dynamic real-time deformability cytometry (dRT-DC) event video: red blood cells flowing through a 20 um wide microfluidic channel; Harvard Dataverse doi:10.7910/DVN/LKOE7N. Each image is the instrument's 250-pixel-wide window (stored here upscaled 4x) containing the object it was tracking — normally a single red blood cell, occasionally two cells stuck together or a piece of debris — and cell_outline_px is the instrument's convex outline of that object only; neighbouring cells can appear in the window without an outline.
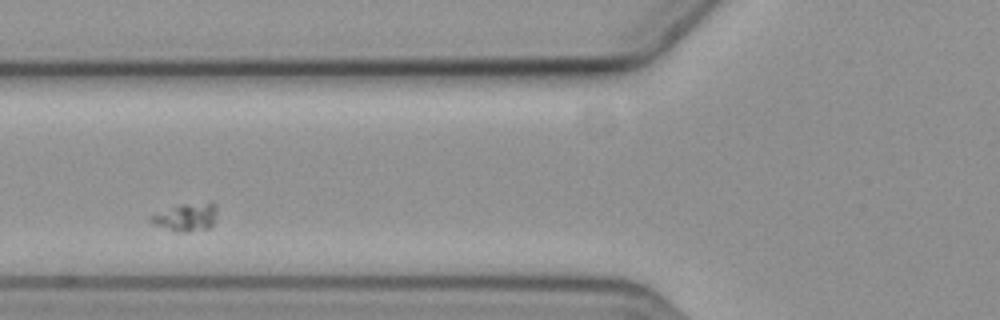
{"species": "common noctule bat (a hibernating species)", "species_latin": "Nyctalus noctula", "temperature_condition": "cold", "stored_images_in_passage": 11, "segment_of_instrument_passage": [1, 2], "camera_frame_rate_fps": 3000, "um_per_image_px": 0.085, "animal": {"sex": "female", "body_mass_g": 19.3, "forearm_length_mm": 54.1}, "frame": {"image": 1, "passage_image": 2, "time_ms": 1.333, "image_size_px": [1000, 320], "cell_outline_px": [[216, 216], [212, 224], [208, 228], [188, 232], [176, 232], [156, 224], [148, 220], [148, 216], [180, 204], [216, 204]], "centroid_in_image_um": [15.79, 18.48], "position_along_channel_um": 110.0, "area_um2": 10.4}}
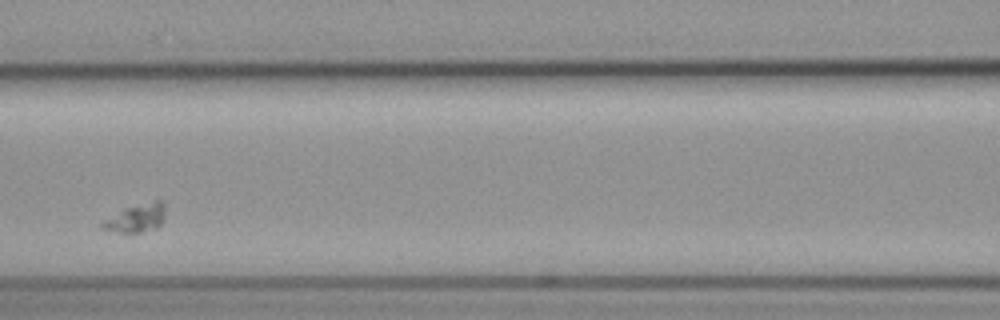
{"frame": {"image": 2, "passage_image": 3, "time_ms": 2.667, "image_size_px": [1000, 320], "cell_outline_px": [[164, 220], [156, 228], [140, 232], [120, 232], [100, 228], [100, 224], [104, 220], [124, 208], [156, 200], [160, 200], [164, 204]], "centroid_in_image_um": [11.59, 18.53], "position_along_channel_um": 155.0, "area_um2": 10.17}}
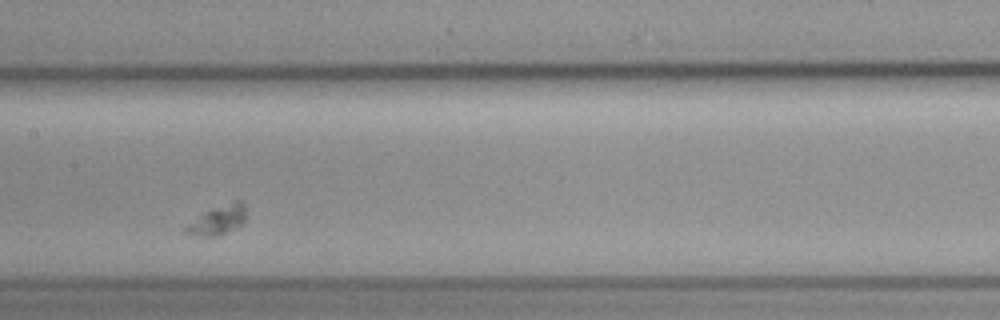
{"frame": {"image": 3, "passage_image": 4, "time_ms": 3.667, "image_size_px": [1000, 320], "cell_outline_px": [[244, 224], [220, 236], [204, 236], [184, 232], [184, 228], [188, 224], [204, 212], [212, 208], [236, 200], [240, 200], [244, 204]], "centroid_in_image_um": [18.54, 18.71], "position_along_channel_um": 188.9, "area_um2": 10.12}}